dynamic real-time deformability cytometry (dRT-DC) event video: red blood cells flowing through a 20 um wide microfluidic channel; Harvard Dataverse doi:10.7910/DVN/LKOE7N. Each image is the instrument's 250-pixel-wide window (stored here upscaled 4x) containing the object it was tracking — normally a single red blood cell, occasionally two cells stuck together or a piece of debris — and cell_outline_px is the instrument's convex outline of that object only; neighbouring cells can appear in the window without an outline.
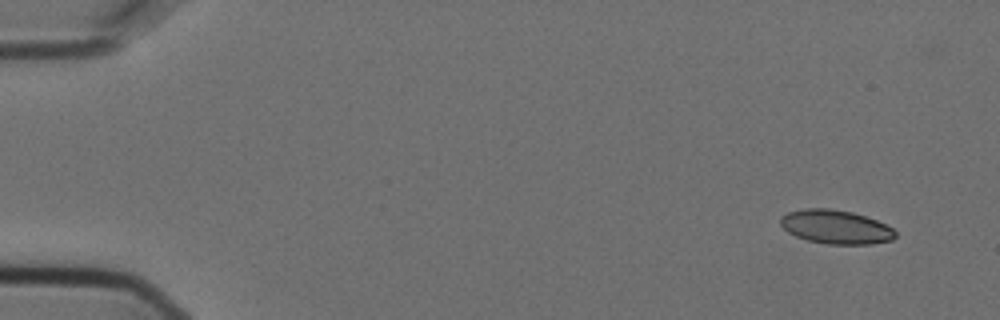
{"species": "Egyptian fruit bat (a non-hibernating species)", "species_latin": "Rousettus aegyptiacus", "temperature_condition": "cold", "stored_images_in_passage": 4, "camera_frame_rate_fps": 3000, "um_per_image_px": 0.085, "animal": {"sex": "female"}, "frame": {"image": 1, "passage_image": 1, "time_ms": 0.0, "image_size_px": [1000, 320], "cell_outline_px": [[896, 236], [892, 240], [872, 244], [828, 244], [808, 240], [796, 236], [788, 232], [780, 224], [780, 216], [788, 212], [804, 208], [828, 208], [852, 212], [876, 220], [892, 228], [896, 232]], "centroid_in_image_um": [71.03, 19.28], "position_along_channel_um": 14.0, "area_um2": 22.6}}
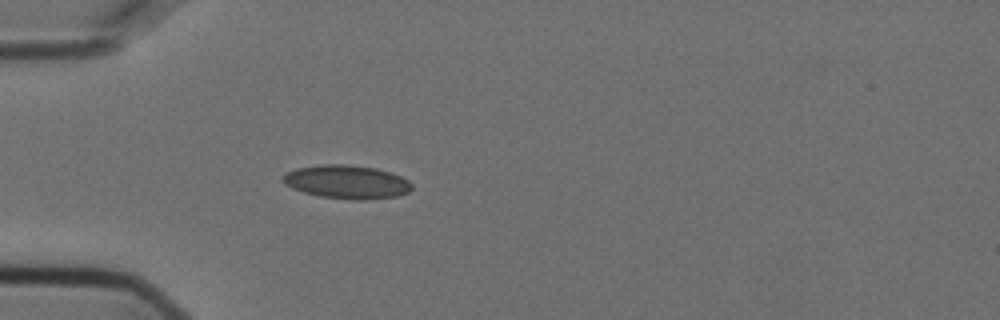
{"frame": {"image": 2, "passage_image": 4, "time_ms": 1.0, "image_size_px": [1000, 320], "cell_outline_px": [[412, 188], [408, 192], [400, 196], [364, 200], [352, 200], [320, 196], [304, 192], [292, 188], [284, 184], [280, 180], [288, 172], [296, 168], [324, 164], [344, 164], [376, 168], [400, 176], [408, 180], [412, 184]], "centroid_in_image_um": [29.48, 15.47], "position_along_channel_um": 55.5, "area_um2": 25.2}}